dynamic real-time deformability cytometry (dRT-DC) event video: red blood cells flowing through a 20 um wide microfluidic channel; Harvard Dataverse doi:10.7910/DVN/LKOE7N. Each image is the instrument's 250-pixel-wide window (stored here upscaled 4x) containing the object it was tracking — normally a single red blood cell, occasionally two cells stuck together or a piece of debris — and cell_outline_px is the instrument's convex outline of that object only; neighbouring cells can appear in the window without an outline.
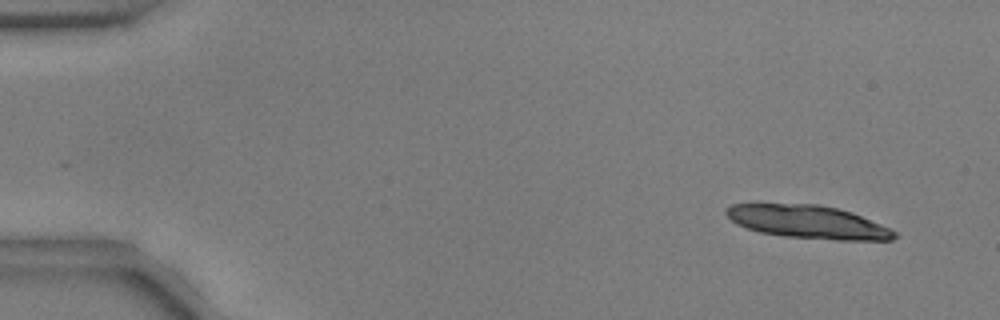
{"species": "common noctule bat (a hibernating species)", "species_latin": "Nyctalus noctula", "temperature_condition": "warm", "stored_images_in_passage": 21, "segment_of_instrument_passage": [1, 2], "camera_frame_rate_fps": 3000, "um_per_image_px": 0.085, "animal": {"sex": "male", "body_mass_g": 17.9, "forearm_length_mm": 54.2}, "frame": {"image": 1, "passage_image": 4, "time_ms": 1.0, "image_size_px": [1000, 320], "cell_outline_px": [[896, 236], [888, 240], [872, 240], [800, 236], [768, 232], [752, 228], [740, 224], [728, 216], [728, 208], [740, 204], [780, 204], [832, 208], [848, 212], [868, 220], [892, 232]], "centroid_in_image_um": [68.65, 18.85], "position_along_channel_um": 16.4, "area_um2": 29.02}}